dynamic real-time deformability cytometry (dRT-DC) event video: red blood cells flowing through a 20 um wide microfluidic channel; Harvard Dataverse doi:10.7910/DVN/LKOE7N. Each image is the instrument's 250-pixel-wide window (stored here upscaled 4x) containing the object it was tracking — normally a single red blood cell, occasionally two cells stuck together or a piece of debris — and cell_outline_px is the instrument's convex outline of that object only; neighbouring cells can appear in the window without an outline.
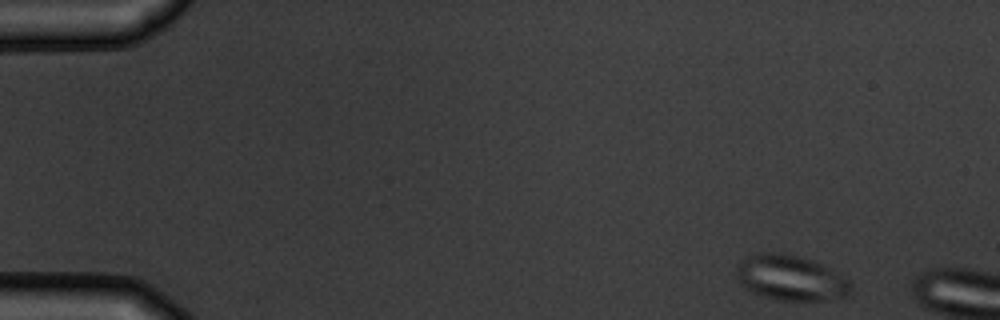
{"species": "common noctule bat (a hibernating species)", "species_latin": "Nyctalus noctula", "temperature_condition": "warm", "stored_images_in_passage": 3, "camera_frame_rate_fps": 3000, "um_per_image_px": 0.085, "animal": {"sex": "male", "body_mass_g": 19.5, "forearm_length_mm": 54.6}, "frame": {"image": 1, "passage_image": 1, "time_ms": 0.0, "image_size_px": [1000, 320], "cell_outline_px": [[852, 288], [844, 296], [824, 300], [780, 300], [764, 296], [744, 288], [740, 284], [736, 272], [736, 268], [740, 260], [748, 256], [760, 252], [780, 252], [812, 260], [820, 264], [848, 280], [852, 284]], "centroid_in_image_um": [67.15, 23.61], "position_along_channel_um": 17.9, "area_um2": 29.77}}